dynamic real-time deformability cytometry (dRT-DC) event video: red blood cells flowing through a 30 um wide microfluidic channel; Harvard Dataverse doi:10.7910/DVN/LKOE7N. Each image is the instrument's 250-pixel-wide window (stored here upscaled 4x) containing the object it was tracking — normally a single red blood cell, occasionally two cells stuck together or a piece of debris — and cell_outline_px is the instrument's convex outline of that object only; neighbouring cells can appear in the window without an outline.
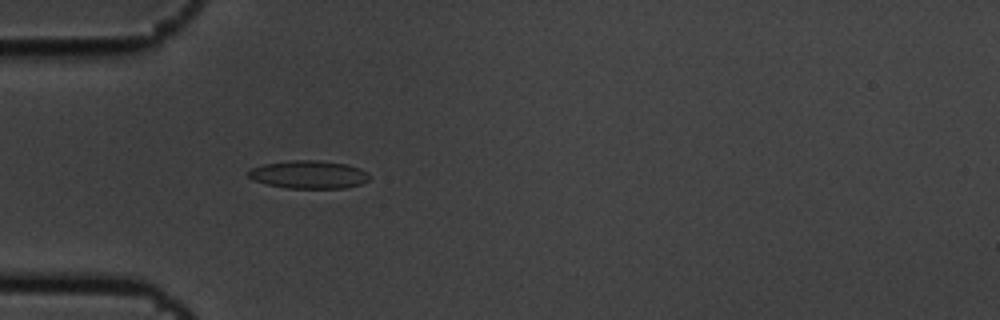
{"species": "common noctule bat (a hibernating species)", "species_latin": "Nyctalus noctula", "temperature_condition": "cold", "stored_images_in_passage": 5, "camera_frame_rate_fps": 3000, "um_per_image_px": 0.085, "animal": {"sex": "male", "body_mass_g": 19.5, "forearm_length_mm": 54.6}, "frame": {"image": 1, "passage_image": 5, "time_ms": 1.333, "image_size_px": [1000, 320], "cell_outline_px": [[372, 176], [368, 180], [360, 184], [344, 188], [288, 188], [268, 184], [252, 180], [248, 176], [248, 172], [252, 168], [264, 164], [292, 160], [320, 160], [348, 164], [360, 168], [368, 172]], "centroid_in_image_um": [26.29, 14.83], "position_along_channel_um": 58.7, "area_um2": 19.83}}